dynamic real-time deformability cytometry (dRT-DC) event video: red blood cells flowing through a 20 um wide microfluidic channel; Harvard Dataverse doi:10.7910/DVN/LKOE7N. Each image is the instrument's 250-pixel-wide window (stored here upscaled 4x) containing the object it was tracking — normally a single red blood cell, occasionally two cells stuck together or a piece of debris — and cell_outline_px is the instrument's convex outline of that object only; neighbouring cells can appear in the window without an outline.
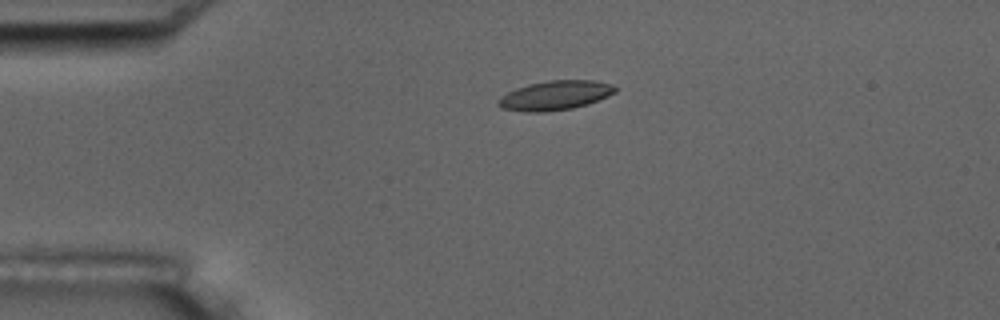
{"species": "common noctule bat (a hibernating species)", "species_latin": "Nyctalus noctula", "temperature_condition": "room temperature", "stored_images_in_passage": 4, "camera_frame_rate_fps": 3000, "um_per_image_px": 0.085, "animal": {"sex": "male", "body_mass_g": 17.5, "forearm_length_mm": 52.3}, "frame": {"image": 1, "passage_image": 3, "time_ms": 2.333, "image_size_px": [1000, 320], "cell_outline_px": [[616, 92], [608, 96], [588, 104], [572, 108], [544, 112], [524, 112], [500, 108], [496, 104], [496, 100], [500, 96], [516, 88], [528, 84], [548, 80], [596, 80], [612, 84], [616, 88]], "centroid_in_image_um": [47.15, 8.11], "position_along_channel_um": 37.8, "area_um2": 20.23}}